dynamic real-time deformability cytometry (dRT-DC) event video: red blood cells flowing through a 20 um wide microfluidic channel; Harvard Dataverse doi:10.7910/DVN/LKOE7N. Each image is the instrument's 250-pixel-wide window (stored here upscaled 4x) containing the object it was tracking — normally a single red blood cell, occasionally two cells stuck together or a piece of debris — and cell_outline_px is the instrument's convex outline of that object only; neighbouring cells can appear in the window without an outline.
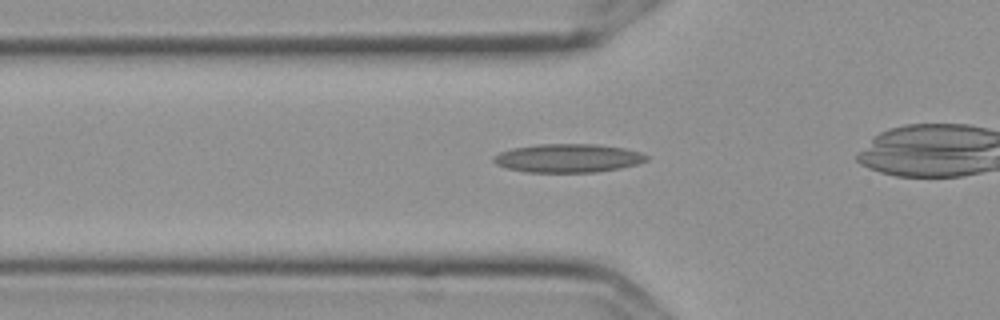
{"species": "Egyptian fruit bat (a non-hibernating species)", "species_latin": "Rousettus aegyptiacus", "temperature_condition": "cold", "stored_images_in_passage": 35, "camera_frame_rate_fps": 3000, "um_per_image_px": 0.085, "frame": {"image": 1, "passage_image": 9, "time_ms": 2.667, "image_size_px": [1000, 320], "cell_outline_px": [[648, 160], [636, 164], [620, 168], [596, 172], [528, 172], [508, 168], [496, 164], [492, 160], [492, 156], [500, 152], [512, 148], [536, 144], [596, 144], [624, 148], [640, 152], [648, 156]], "centroid_in_image_um": [48.27, 13.43], "position_along_channel_um": 77.5, "area_um2": 25.43}}
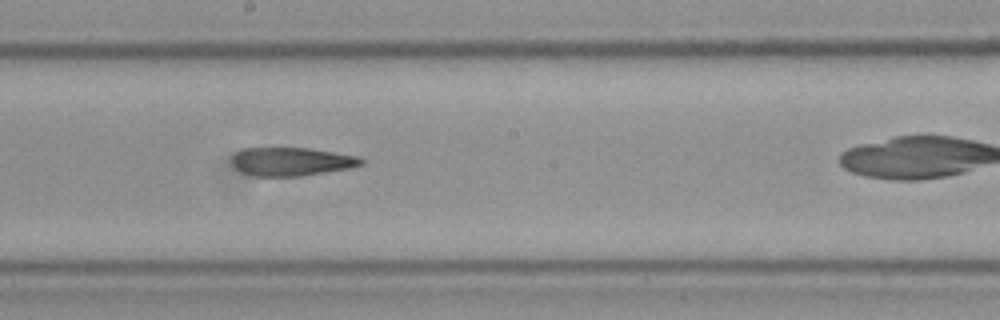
{"frame": {"image": 2, "passage_image": 21, "time_ms": 6.667, "image_size_px": [1000, 320], "cell_outline_px": [[364, 164], [352, 168], [300, 176], [256, 176], [240, 172], [232, 164], [232, 156], [236, 152], [244, 148], [308, 148], [360, 156], [364, 160]], "centroid_in_image_um": [24.8, 13.73], "position_along_channel_um": 223.4, "area_um2": 21.56}}
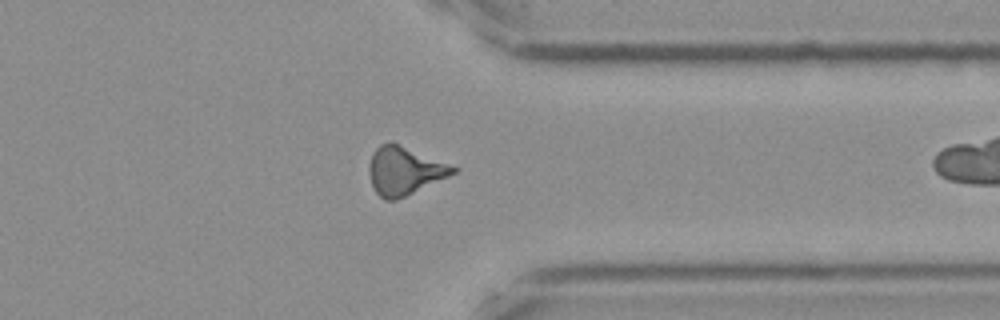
{"frame": {"image": 3, "passage_image": 34, "time_ms": 11.0, "image_size_px": [1000, 320], "cell_outline_px": [[460, 168], [456, 172], [448, 176], [396, 200], [384, 200], [376, 192], [372, 184], [368, 172], [368, 168], [372, 156], [376, 148], [380, 144], [396, 144]], "centroid_in_image_um": [34.36, 14.54], "position_along_channel_um": 377.0, "area_um2": 22.77}}